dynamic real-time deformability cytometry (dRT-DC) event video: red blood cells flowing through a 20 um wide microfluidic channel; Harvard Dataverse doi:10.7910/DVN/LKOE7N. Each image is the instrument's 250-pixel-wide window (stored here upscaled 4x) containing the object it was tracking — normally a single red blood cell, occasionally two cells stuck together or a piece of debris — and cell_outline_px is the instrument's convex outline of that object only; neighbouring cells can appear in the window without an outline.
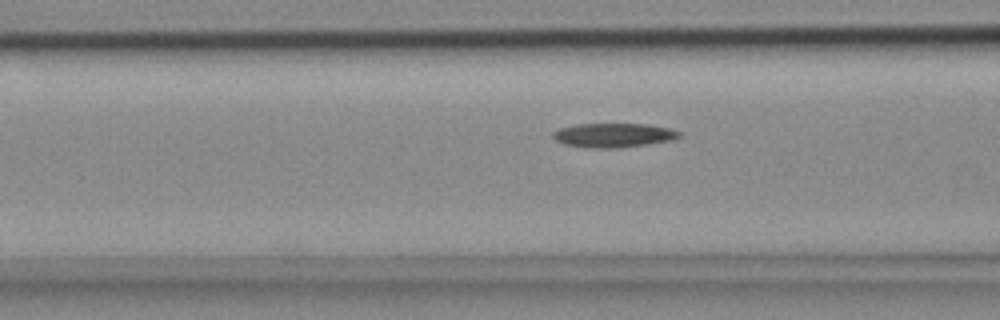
{"species": "common noctule bat (a hibernating species)", "species_latin": "Nyctalus noctula", "temperature_condition": "cold", "stored_images_in_passage": 22, "camera_frame_rate_fps": 3000, "um_per_image_px": 0.085, "animal": {"sex": "female", "body_mass_g": 18.4}, "frame": {"image": 1, "passage_image": 17, "time_ms": 5.333, "image_size_px": [1000, 320], "cell_outline_px": [[680, 136], [672, 140], [648, 144], [616, 148], [588, 148], [564, 144], [556, 140], [552, 136], [552, 132], [560, 128], [576, 124], [648, 124], [668, 128], [680, 132]], "centroid_in_image_um": [52.12, 11.49], "position_along_channel_um": 114.5, "area_um2": 17.74}}
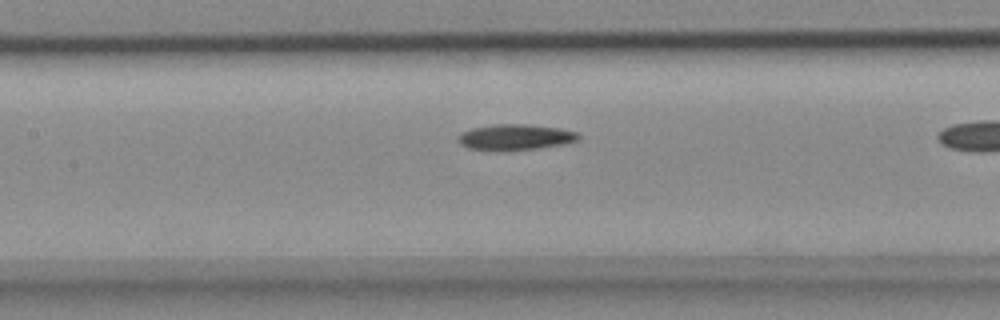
{"frame": {"image": 2, "passage_image": 21, "time_ms": 6.667, "image_size_px": [1000, 320], "cell_outline_px": [[580, 140], [564, 144], [536, 148], [496, 152], [468, 148], [460, 144], [456, 136], [460, 132], [472, 128], [496, 124], [532, 124], [560, 128], [576, 132], [580, 136]], "centroid_in_image_um": [43.76, 11.66], "position_along_channel_um": 163.6, "area_um2": 18.5}}